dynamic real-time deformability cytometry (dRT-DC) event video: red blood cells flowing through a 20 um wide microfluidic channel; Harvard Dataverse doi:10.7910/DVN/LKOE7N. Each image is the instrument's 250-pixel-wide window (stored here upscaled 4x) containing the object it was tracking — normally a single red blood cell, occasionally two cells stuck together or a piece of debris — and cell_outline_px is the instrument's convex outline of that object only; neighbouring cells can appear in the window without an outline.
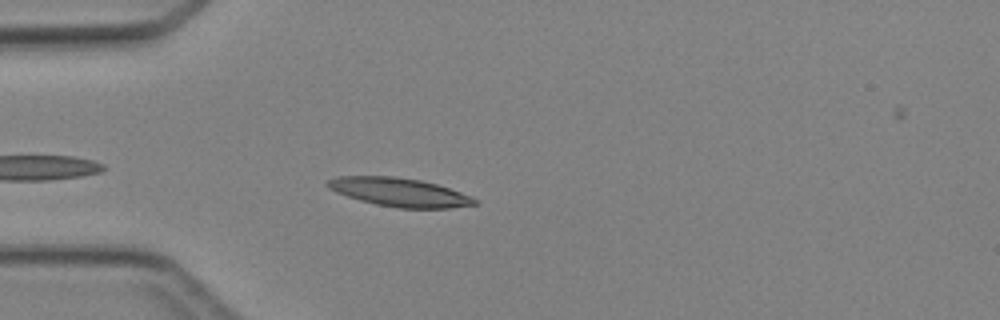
{"species": "Egyptian fruit bat (a non-hibernating species)", "species_latin": "Rousettus aegyptiacus", "temperature_condition": "cold", "stored_images_in_passage": 18, "camera_frame_rate_fps": 3000, "um_per_image_px": 0.085, "animal": {"sex": "female"}, "frame": {"image": 1, "passage_image": 5, "time_ms": 1.333, "image_size_px": [1000, 320], "cell_outline_px": [[480, 200], [476, 204], [452, 208], [396, 208], [376, 204], [360, 200], [336, 192], [328, 188], [324, 184], [328, 180], [336, 176], [392, 176], [420, 180], [436, 184], [472, 196]], "centroid_in_image_um": [33.95, 16.34], "position_along_channel_um": 51.1, "area_um2": 24.51}}
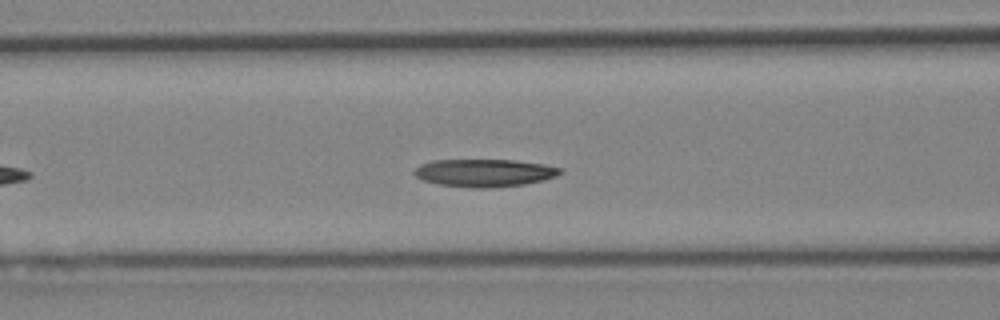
{"frame": {"image": 2, "passage_image": 11, "time_ms": 3.333, "image_size_px": [1000, 320], "cell_outline_px": [[564, 168], [556, 176], [544, 180], [524, 184], [488, 188], [472, 188], [440, 184], [424, 180], [416, 176], [412, 172], [420, 164], [432, 160], [516, 160], [544, 164]], "centroid_in_image_um": [41.19, 14.68], "position_along_channel_um": 125.4, "area_um2": 23.52}}
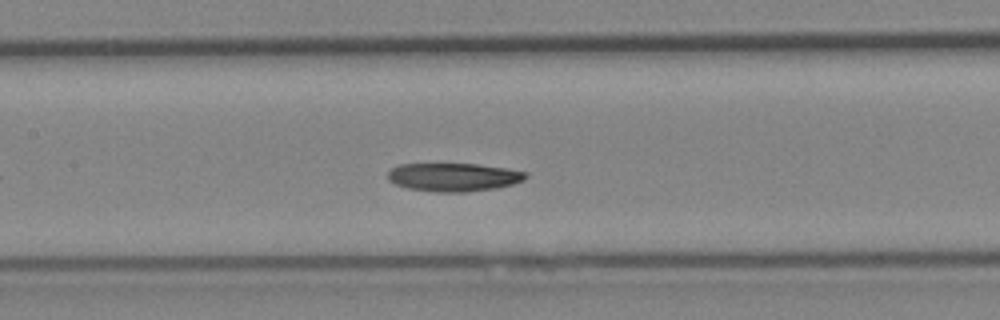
{"frame": {"image": 3, "passage_image": 14, "time_ms": 4.333, "image_size_px": [1000, 320], "cell_outline_px": [[528, 176], [524, 180], [512, 184], [496, 188], [464, 192], [436, 192], [408, 188], [396, 184], [388, 180], [388, 172], [392, 168], [400, 164], [476, 164], [508, 168], [528, 172]], "centroid_in_image_um": [38.58, 15.05], "position_along_channel_um": 168.8, "area_um2": 22.77}}